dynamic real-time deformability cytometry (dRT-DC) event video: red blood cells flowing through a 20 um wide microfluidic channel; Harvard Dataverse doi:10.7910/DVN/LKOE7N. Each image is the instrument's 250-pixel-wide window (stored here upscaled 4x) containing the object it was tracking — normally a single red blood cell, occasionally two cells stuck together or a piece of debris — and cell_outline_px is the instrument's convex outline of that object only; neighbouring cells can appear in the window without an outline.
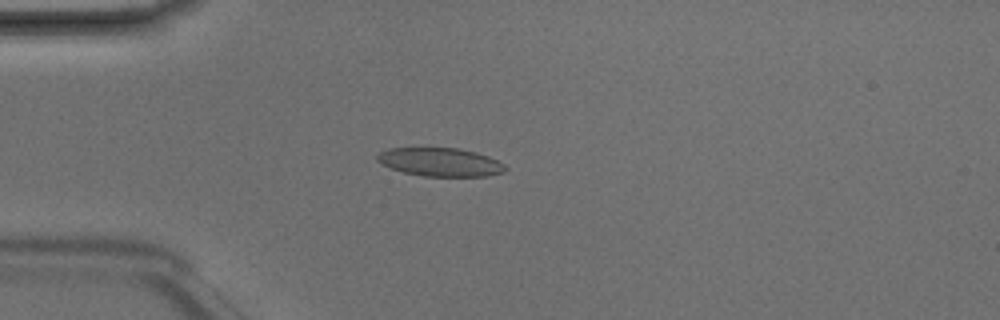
{"species": "Egyptian fruit bat (a non-hibernating species)", "species_latin": "Rousettus aegyptiacus", "temperature_condition": "room temperature", "stored_images_in_passage": 4, "camera_frame_rate_fps": 3000, "um_per_image_px": 0.085, "animal": {"sex": "male"}, "frame": {"image": 1, "passage_image": 4, "time_ms": 1.0, "image_size_px": [1000, 320], "cell_outline_px": [[508, 168], [504, 172], [488, 176], [424, 176], [404, 172], [392, 168], [376, 160], [376, 156], [380, 152], [388, 148], [460, 148], [476, 152], [488, 156], [504, 164]], "centroid_in_image_um": [37.45, 13.77], "position_along_channel_um": 47.5, "area_um2": 21.15}}